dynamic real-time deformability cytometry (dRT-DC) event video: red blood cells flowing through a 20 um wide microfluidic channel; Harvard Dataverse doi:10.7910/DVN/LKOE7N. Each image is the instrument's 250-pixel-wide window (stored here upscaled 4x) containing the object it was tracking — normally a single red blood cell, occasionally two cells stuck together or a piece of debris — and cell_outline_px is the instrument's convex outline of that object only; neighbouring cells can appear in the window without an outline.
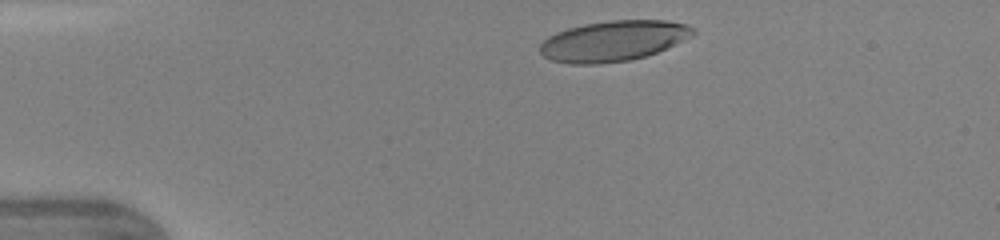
{"species": "human", "species_latin": "Homo sapiens", "temperature_condition": "warm", "stored_images_in_passage": 40, "camera_frame_rate_fps": 3000, "um_per_image_px": 0.085, "donor": {"sex": "female"}, "frame": {"image": 1, "passage_image": 3, "time_ms": 0.667, "image_size_px": [1000, 240], "cell_outline_px": [[696, 32], [692, 36], [656, 52], [644, 56], [628, 60], [600, 64], [572, 64], [552, 60], [544, 56], [540, 52], [540, 44], [548, 36], [556, 32], [568, 28], [584, 24], [612, 20], [668, 20], [684, 24], [692, 28]], "centroid_in_image_um": [52.1, 3.47], "position_along_channel_um": 32.9, "area_um2": 35.84}}
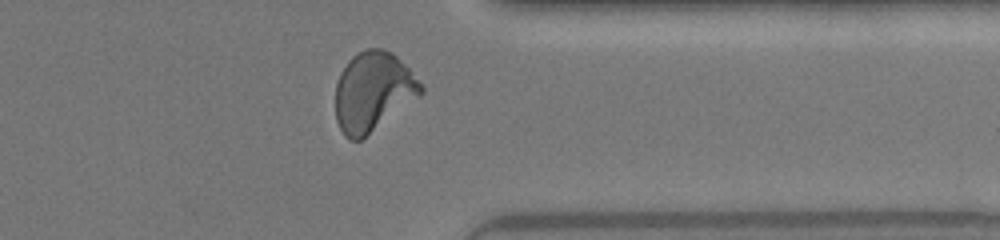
{"frame": {"image": 2, "passage_image": 31, "time_ms": 10.0, "image_size_px": [1000, 240], "cell_outline_px": [[424, 92], [420, 96], [360, 140], [352, 140], [344, 136], [336, 120], [336, 84], [340, 72], [348, 60], [356, 52], [364, 48], [384, 48], [392, 52], [408, 68], [424, 88]], "centroid_in_image_um": [31.69, 7.76], "position_along_channel_um": 379.7, "area_um2": 39.36}}
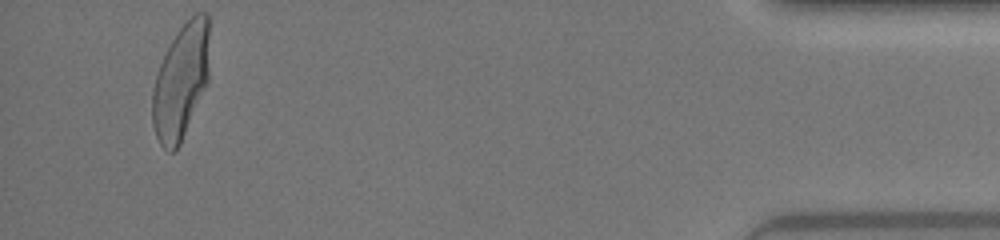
{"frame": {"image": 3, "passage_image": 38, "time_ms": 12.333, "image_size_px": [1000, 240], "cell_outline_px": [[208, 80], [180, 144], [172, 152], [168, 152], [160, 144], [156, 136], [152, 124], [152, 88], [160, 64], [176, 32], [196, 12], [208, 12]], "centroid_in_image_um": [15.36, 6.93], "position_along_channel_um": 419.8, "area_um2": 37.8}, "authors_computed_cell_mechanics": {"area_um2": 37.8879, "velocity_mm_per_s": 4.3574, "shape_relaxation_time_tau1_ms": 4.5196, "shape_relaxation_time_tau2_ms": 0.8282, "deformation_change_tau1": 0.2362, "deformation_change_tau2": 0.0668}}